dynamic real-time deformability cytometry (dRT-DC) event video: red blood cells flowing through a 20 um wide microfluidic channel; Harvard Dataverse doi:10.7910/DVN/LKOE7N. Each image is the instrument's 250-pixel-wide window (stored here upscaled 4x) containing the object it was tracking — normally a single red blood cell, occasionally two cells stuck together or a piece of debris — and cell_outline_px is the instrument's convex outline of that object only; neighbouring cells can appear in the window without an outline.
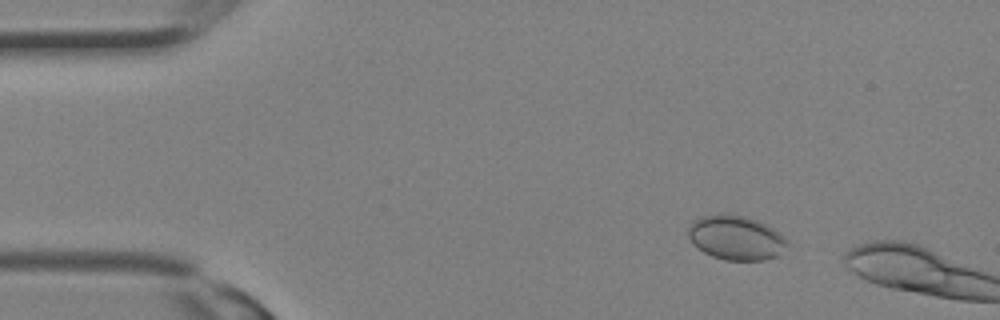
{"species": "Egyptian fruit bat (a non-hibernating species)", "species_latin": "Rousettus aegyptiacus", "temperature_condition": "room temperature", "stored_images_in_passage": 4, "camera_frame_rate_fps": 3000, "um_per_image_px": 0.085, "animal": {"sex": "female"}, "frame": {"image": 1, "passage_image": 2, "time_ms": 0.333, "image_size_px": [1000, 320], "cell_outline_px": [[788, 244], [776, 256], [764, 260], [724, 260], [712, 256], [704, 252], [692, 244], [688, 236], [688, 228], [692, 220], [700, 216], [744, 216], [756, 220], [772, 228], [788, 240]], "centroid_in_image_um": [62.52, 20.24], "position_along_channel_um": 22.5, "area_um2": 25.09}}